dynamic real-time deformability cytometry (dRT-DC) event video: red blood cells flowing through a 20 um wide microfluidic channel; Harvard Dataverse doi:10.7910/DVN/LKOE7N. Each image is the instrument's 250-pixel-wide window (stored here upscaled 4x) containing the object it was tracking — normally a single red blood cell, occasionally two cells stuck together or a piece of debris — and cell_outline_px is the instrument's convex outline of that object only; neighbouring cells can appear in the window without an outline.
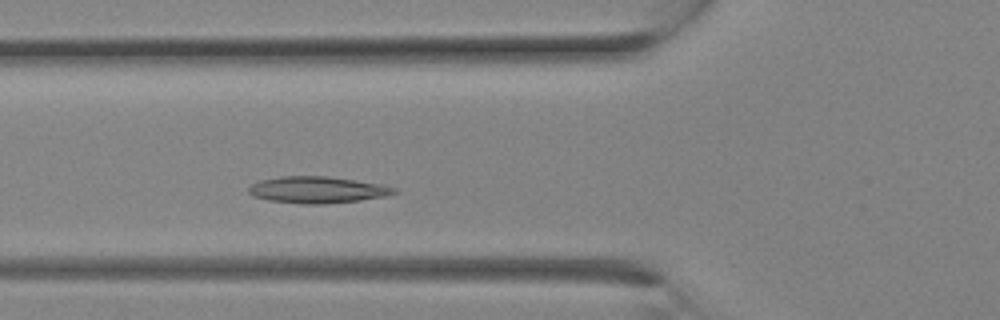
{"species": "Egyptian fruit bat (a non-hibernating species)", "species_latin": "Rousettus aegyptiacus", "temperature_condition": "room temperature", "stored_images_in_passage": 6, "camera_frame_rate_fps": 3000, "um_per_image_px": 0.085, "animal": {"sex": "female"}, "frame": {"image": 1, "passage_image": 6, "time_ms": 1.667, "image_size_px": [1000, 320], "cell_outline_px": [[400, 192], [384, 196], [360, 200], [324, 204], [304, 204], [268, 200], [252, 196], [248, 192], [248, 188], [252, 184], [260, 180], [280, 176], [328, 176], [356, 180], [380, 184], [396, 188]], "centroid_in_image_um": [26.96, 16.13], "position_along_channel_um": 98.8, "area_um2": 22.6}}